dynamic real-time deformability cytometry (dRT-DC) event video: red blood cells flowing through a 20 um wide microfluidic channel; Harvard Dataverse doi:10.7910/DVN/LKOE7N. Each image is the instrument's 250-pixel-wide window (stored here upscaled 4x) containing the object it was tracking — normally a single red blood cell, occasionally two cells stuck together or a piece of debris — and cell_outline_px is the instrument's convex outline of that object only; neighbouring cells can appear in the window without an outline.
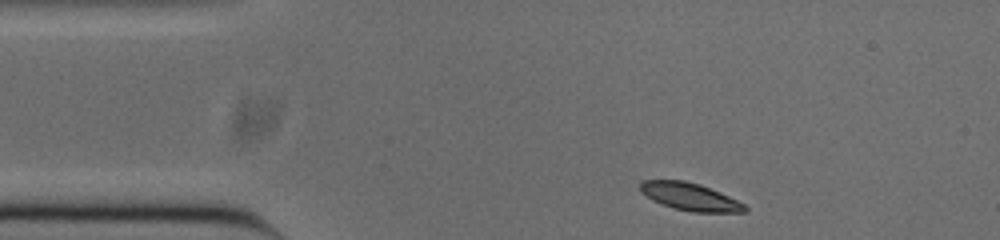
{"species": "common noctule bat (a hibernating species)", "species_latin": "Nyctalus noctula", "temperature_condition": "cold", "stored_images_in_passage": 46, "camera_frame_rate_fps": 3000, "um_per_image_px": 0.085, "animal": {"sex": "male", "body_mass_g": 20.0, "forearm_length_mm": 53.3}, "frame": {"image": 1, "passage_image": 1, "time_ms": 0.0, "image_size_px": [1000, 240], "cell_outline_px": [[748, 212], [692, 212], [672, 208], [652, 200], [640, 192], [640, 180], [684, 180], [700, 184], [720, 192], [744, 204], [748, 208]], "centroid_in_image_um": [58.63, 16.72], "position_along_channel_um": 26.4, "area_um2": 16.88}}
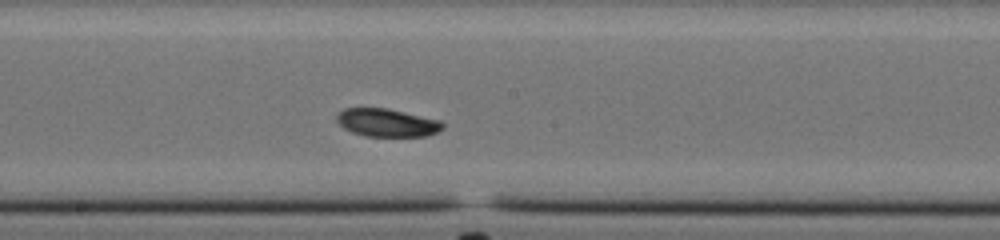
{"frame": {"image": 2, "passage_image": 20, "time_ms": 6.333, "image_size_px": [1000, 240], "cell_outline_px": [[444, 128], [428, 136], [364, 136], [352, 132], [344, 128], [336, 120], [336, 112], [344, 108], [388, 108], [440, 120], [444, 124]], "centroid_in_image_um": [32.88, 10.42], "position_along_channel_um": 215.3, "area_um2": 17.4}}
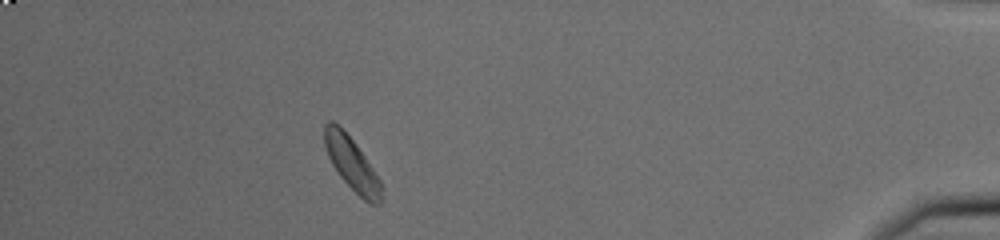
{"frame": {"image": 3, "passage_image": 40, "time_ms": 13.0, "image_size_px": [1000, 240], "cell_outline_px": [[380, 204], [368, 204], [340, 176], [332, 164], [328, 156], [324, 144], [324, 124], [328, 120], [332, 120], [356, 144], [380, 180]], "centroid_in_image_um": [29.87, 13.9], "position_along_channel_um": 405.3, "area_um2": 16.94}, "authors_computed_cell_mechanics": {"area_um2": 17.6579, "velocity_mm_per_s": 3.7684, "shape_relaxation_time_tau1_ms": 2.2923, "shape_relaxation_time_tau2_ms": null, "deformation_change_tau1": 0.0644, "deformation_change_tau2": null}}